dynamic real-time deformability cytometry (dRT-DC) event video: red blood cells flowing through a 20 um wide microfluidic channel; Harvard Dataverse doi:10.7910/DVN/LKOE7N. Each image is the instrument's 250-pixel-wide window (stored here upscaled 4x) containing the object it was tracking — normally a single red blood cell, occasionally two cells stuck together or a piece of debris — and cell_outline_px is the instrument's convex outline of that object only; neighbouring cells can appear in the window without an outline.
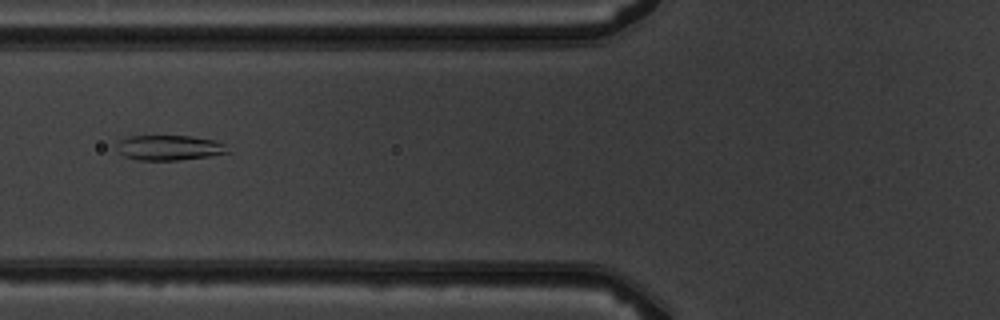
{"species": "common noctule bat (a hibernating species)", "species_latin": "Nyctalus noctula", "temperature_condition": "warm", "stored_images_in_passage": 7, "camera_frame_rate_fps": 3000, "um_per_image_px": 0.085, "animal": {"sex": "male", "body_mass_g": 19.5, "forearm_length_mm": 54.6}, "frame": {"image": 1, "passage_image": 6, "time_ms": 6.0, "image_size_px": [1000, 320], "cell_outline_px": [[228, 152], [208, 156], [176, 160], [140, 160], [124, 156], [116, 148], [116, 144], [120, 140], [128, 136], [192, 136], [216, 140], [224, 144]], "centroid_in_image_um": [14.35, 12.54], "position_along_channel_um": 111.5, "area_um2": 16.07}}